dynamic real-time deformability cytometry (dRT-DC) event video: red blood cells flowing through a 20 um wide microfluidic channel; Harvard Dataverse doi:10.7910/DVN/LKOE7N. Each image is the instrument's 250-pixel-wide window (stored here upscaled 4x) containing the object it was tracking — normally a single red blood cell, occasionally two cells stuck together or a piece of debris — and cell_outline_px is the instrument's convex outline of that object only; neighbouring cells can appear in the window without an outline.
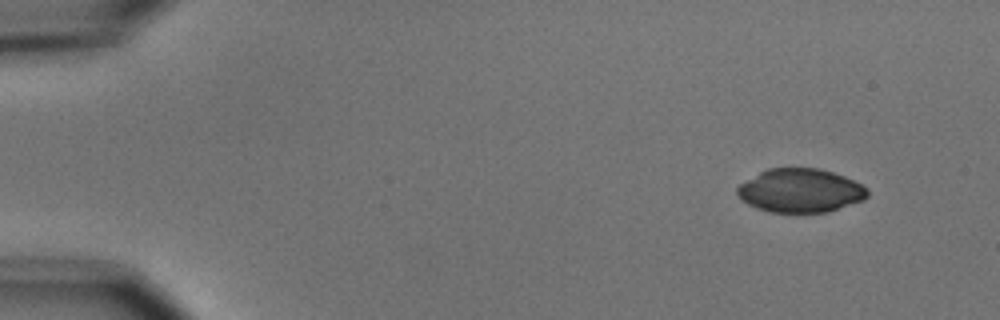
{"species": "common noctule bat (a hibernating species)", "species_latin": "Nyctalus noctula", "temperature_condition": "cold", "stored_images_in_passage": 7, "camera_frame_rate_fps": 3000, "um_per_image_px": 0.085, "animal": {"sex": "male", "body_mass_g": 15.6}, "frame": {"image": 1, "passage_image": 1, "time_ms": 0.0, "image_size_px": [1000, 320], "cell_outline_px": [[868, 196], [864, 200], [828, 212], [768, 212], [756, 208], [748, 204], [736, 192], [736, 188], [740, 184], [760, 172], [768, 168], [820, 168], [844, 176], [868, 188]], "centroid_in_image_um": [68.05, 16.2], "position_along_channel_um": 17.0, "area_um2": 33.06}}